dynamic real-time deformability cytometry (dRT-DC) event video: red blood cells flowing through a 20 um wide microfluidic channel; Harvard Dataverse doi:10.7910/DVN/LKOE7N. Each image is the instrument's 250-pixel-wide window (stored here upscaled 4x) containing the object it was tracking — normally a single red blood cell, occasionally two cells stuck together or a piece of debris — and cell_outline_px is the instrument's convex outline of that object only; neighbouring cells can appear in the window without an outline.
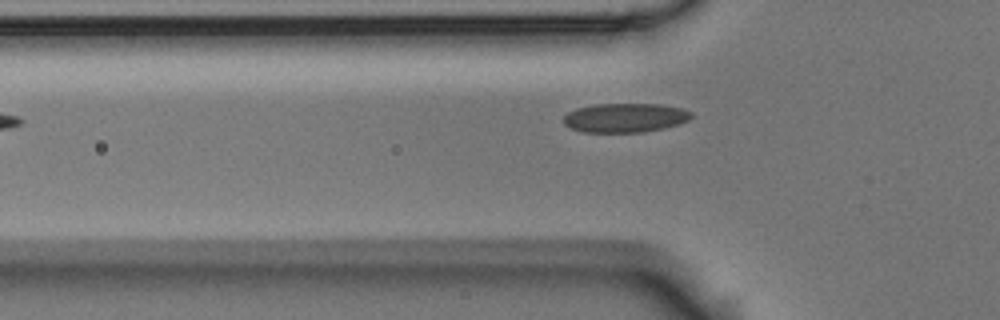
{"species": "Egyptian fruit bat (a non-hibernating species)", "species_latin": "Rousettus aegyptiacus", "temperature_condition": "room temperature", "stored_images_in_passage": 4, "camera_frame_rate_fps": 3000, "um_per_image_px": 0.085, "animal": {"sex": "male"}, "frame": {"image": 1, "passage_image": 4, "time_ms": 1.0, "image_size_px": [1000, 320], "cell_outline_px": [[692, 116], [688, 120], [664, 128], [644, 132], [580, 132], [564, 124], [564, 116], [568, 112], [576, 108], [592, 104], [660, 104], [680, 108], [692, 112]], "centroid_in_image_um": [53.1, 10.0], "position_along_channel_um": 72.7, "area_um2": 21.68}}